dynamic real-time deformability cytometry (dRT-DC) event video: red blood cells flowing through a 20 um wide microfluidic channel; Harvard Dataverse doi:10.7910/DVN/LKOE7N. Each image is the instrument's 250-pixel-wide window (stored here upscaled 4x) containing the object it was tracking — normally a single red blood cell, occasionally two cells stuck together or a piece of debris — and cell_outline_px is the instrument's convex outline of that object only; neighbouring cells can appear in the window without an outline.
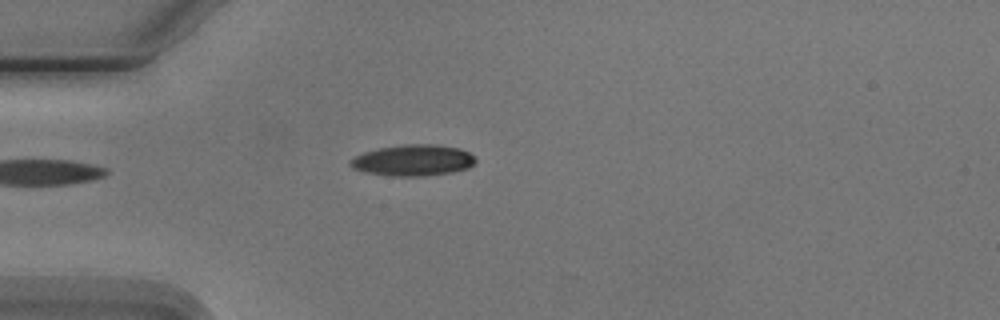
{"species": "Egyptian fruit bat (a non-hibernating species)", "species_latin": "Rousettus aegyptiacus", "temperature_condition": "cold", "stored_images_in_passage": 2, "camera_frame_rate_fps": 3000, "um_per_image_px": 0.085, "animal": {"sex": "male"}, "frame": {"image": 1, "passage_image": 2, "time_ms": 2.0, "image_size_px": [1000, 320], "cell_outline_px": [[476, 160], [468, 168], [452, 172], [420, 176], [392, 176], [368, 172], [352, 168], [348, 164], [348, 160], [364, 152], [380, 148], [404, 144], [436, 144], [460, 148], [476, 156]], "centroid_in_image_um": [35.12, 13.61], "position_along_channel_um": 49.9, "area_um2": 22.72}}